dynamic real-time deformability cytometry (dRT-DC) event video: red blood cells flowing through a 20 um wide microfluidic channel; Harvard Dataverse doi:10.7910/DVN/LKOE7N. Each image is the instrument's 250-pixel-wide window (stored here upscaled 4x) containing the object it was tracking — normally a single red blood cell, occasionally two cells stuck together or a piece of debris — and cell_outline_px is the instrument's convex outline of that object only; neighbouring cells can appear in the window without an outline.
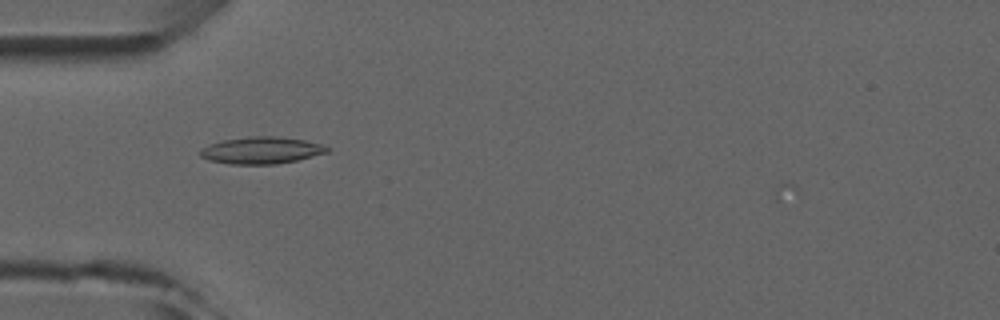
{"species": "common noctule bat (a hibernating species)", "species_latin": "Nyctalus noctula", "temperature_condition": "room temperature", "stored_images_in_passage": 3, "camera_frame_rate_fps": 3000, "um_per_image_px": 0.085, "animal": {"sex": "male", "forearm_length_mm": 52.5}, "frame": {"image": 1, "passage_image": 1, "time_ms": 0.0, "image_size_px": [1000, 320], "cell_outline_px": [[332, 148], [328, 152], [296, 160], [276, 164], [228, 164], [208, 160], [200, 156], [200, 152], [208, 144], [224, 140], [248, 136], [280, 136], [304, 140], [320, 144]], "centroid_in_image_um": [22.22, 12.77], "position_along_channel_um": 62.8, "area_um2": 19.88}}
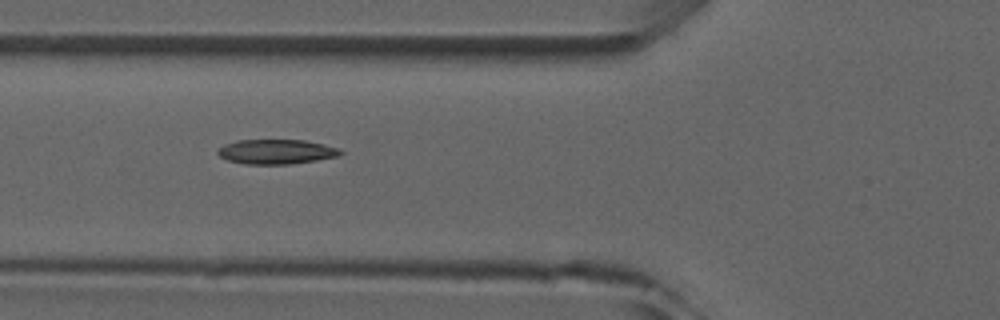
{"frame": {"image": 2, "passage_image": 2, "time_ms": 1.0, "image_size_px": [1000, 320], "cell_outline_px": [[344, 152], [340, 156], [292, 164], [244, 164], [228, 160], [220, 156], [216, 152], [224, 144], [236, 140], [304, 140], [324, 144], [340, 148]], "centroid_in_image_um": [23.52, 12.89], "position_along_channel_um": 102.3, "area_um2": 17.74}}
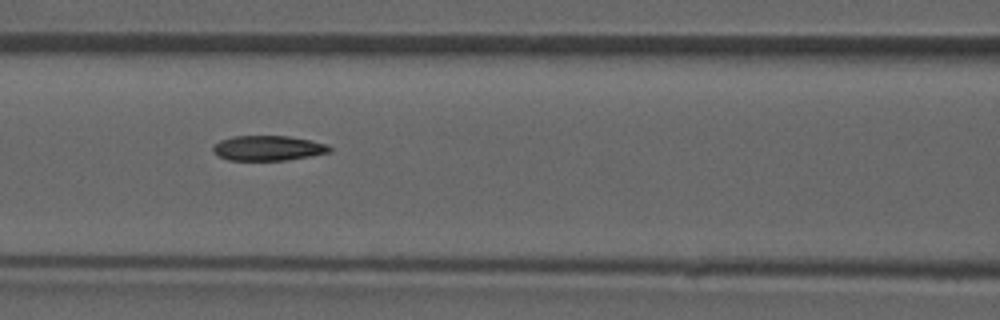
{"frame": {"image": 3, "passage_image": 3, "time_ms": 2.0, "image_size_px": [1000, 320], "cell_outline_px": [[332, 152], [284, 160], [228, 160], [220, 156], [212, 148], [220, 140], [232, 136], [288, 136], [328, 144], [332, 148]], "centroid_in_image_um": [22.81, 12.58], "position_along_channel_um": 143.8, "area_um2": 16.76}}